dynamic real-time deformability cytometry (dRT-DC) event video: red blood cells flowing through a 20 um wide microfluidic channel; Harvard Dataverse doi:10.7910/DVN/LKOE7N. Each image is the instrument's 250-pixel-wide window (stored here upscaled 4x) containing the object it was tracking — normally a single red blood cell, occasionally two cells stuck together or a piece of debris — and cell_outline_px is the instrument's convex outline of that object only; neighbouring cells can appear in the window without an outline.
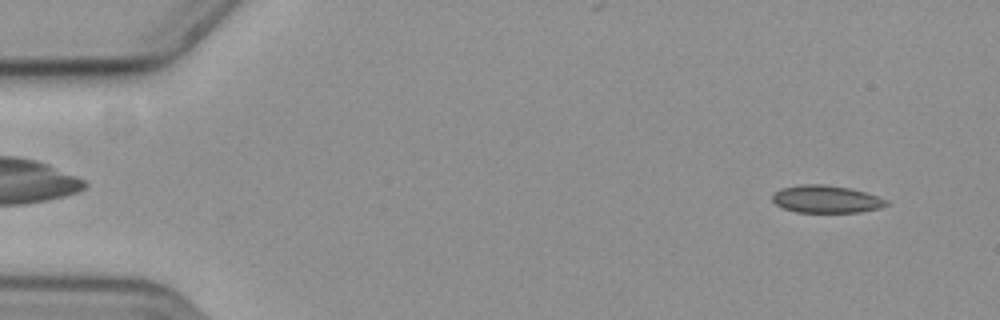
{"species": "common noctule bat (a hibernating species)", "species_latin": "Nyctalus noctula", "temperature_condition": "cold", "stored_images_in_passage": 55, "camera_frame_rate_fps": 3000, "um_per_image_px": 0.085, "animal": {"sex": "female", "body_mass_g": 19.3, "forearm_length_mm": 54.1}, "frame": {"image": 1, "passage_image": 2, "time_ms": 0.333, "image_size_px": [1000, 320], "cell_outline_px": [[888, 204], [880, 208], [860, 212], [796, 212], [784, 208], [776, 204], [772, 200], [772, 196], [776, 192], [784, 188], [800, 184], [824, 184], [848, 188], [864, 192], [876, 196], [884, 200]], "centroid_in_image_um": [70.2, 16.93], "position_along_channel_um": 14.8, "area_um2": 17.92}}
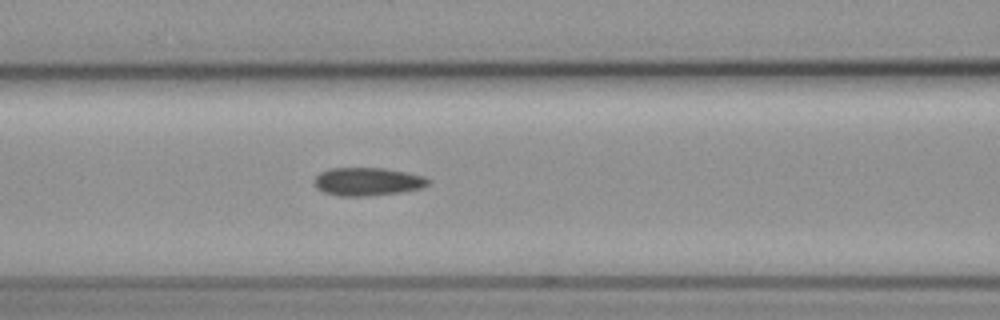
{"frame": {"image": 2, "passage_image": 22, "time_ms": 7.0, "image_size_px": [1000, 320], "cell_outline_px": [[432, 180], [428, 184], [420, 188], [400, 192], [368, 196], [340, 196], [324, 192], [316, 188], [312, 180], [320, 172], [328, 168], [384, 168], [424, 176]], "centroid_in_image_um": [31.2, 15.43], "position_along_channel_um": 135.4, "area_um2": 18.73}}
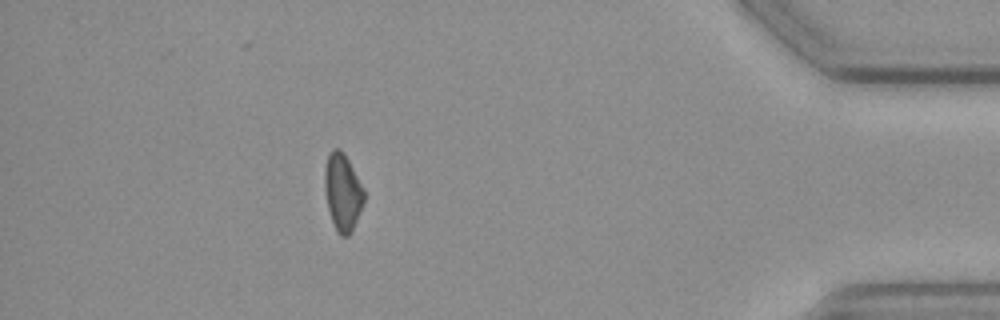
{"frame": {"image": 3, "passage_image": 49, "time_ms": 16.0, "image_size_px": [1000, 320], "cell_outline_px": [[364, 204], [352, 232], [348, 236], [340, 236], [336, 232], [328, 208], [324, 188], [324, 168], [328, 152], [332, 148], [340, 148], [344, 152], [364, 188]], "centroid_in_image_um": [29.12, 16.32], "position_along_channel_um": 406.1, "area_um2": 18.09}, "authors_computed_cell_mechanics": {"area_um2": 18.207, "velocity_mm_per_s": 3.5825, "shape_relaxation_time_tau1_ms": 3.0706, "shape_relaxation_time_tau2_ms": 6.1807, "deformation_change_tau1": 0.0768, "deformation_change_tau2": 0.1265}}